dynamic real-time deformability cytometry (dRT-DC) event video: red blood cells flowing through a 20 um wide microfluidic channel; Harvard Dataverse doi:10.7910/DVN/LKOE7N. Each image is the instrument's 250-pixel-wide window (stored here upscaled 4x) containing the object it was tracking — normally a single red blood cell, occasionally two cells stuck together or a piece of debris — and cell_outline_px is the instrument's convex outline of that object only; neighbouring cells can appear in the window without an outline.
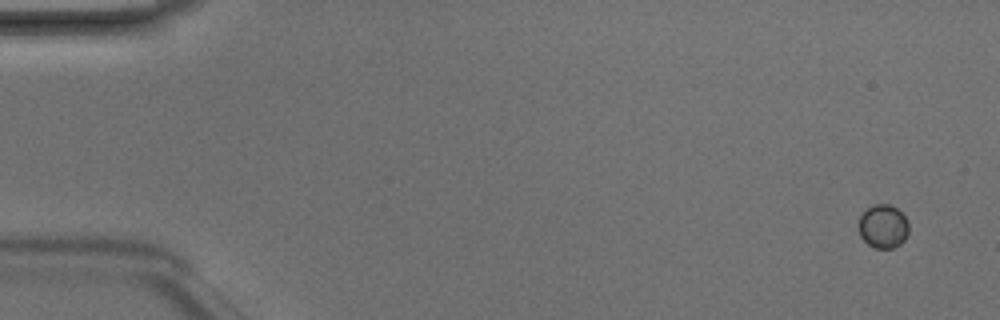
{"species": "Egyptian fruit bat (a non-hibernating species)", "species_latin": "Rousettus aegyptiacus", "temperature_condition": "room temperature", "stored_images_in_passage": 6, "camera_frame_rate_fps": 3000, "um_per_image_px": 0.085, "animal": {"sex": "male"}, "frame": {"image": 1, "passage_image": 2, "time_ms": 0.333, "image_size_px": [1000, 320], "cell_outline_px": [[908, 232], [904, 240], [900, 244], [892, 248], [876, 248], [868, 244], [860, 236], [860, 216], [868, 208], [876, 204], [888, 204], [896, 208], [908, 220]], "centroid_in_image_um": [75.09, 19.25], "position_along_channel_um": 9.9, "area_um2": 12.48}}
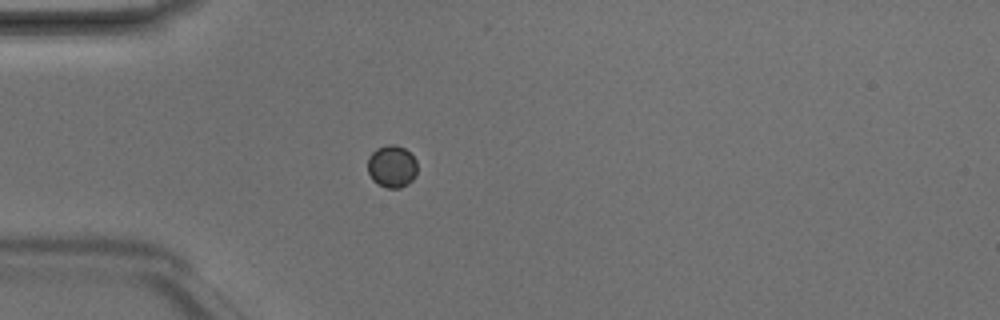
{"frame": {"image": 2, "passage_image": 5, "time_ms": 1.333, "image_size_px": [1000, 320], "cell_outline_px": [[416, 176], [408, 184], [400, 188], [388, 188], [372, 180], [368, 172], [368, 156], [376, 148], [388, 144], [392, 144], [404, 148], [416, 160]], "centroid_in_image_um": [33.3, 14.14], "position_along_channel_um": 51.7, "area_um2": 12.2}}